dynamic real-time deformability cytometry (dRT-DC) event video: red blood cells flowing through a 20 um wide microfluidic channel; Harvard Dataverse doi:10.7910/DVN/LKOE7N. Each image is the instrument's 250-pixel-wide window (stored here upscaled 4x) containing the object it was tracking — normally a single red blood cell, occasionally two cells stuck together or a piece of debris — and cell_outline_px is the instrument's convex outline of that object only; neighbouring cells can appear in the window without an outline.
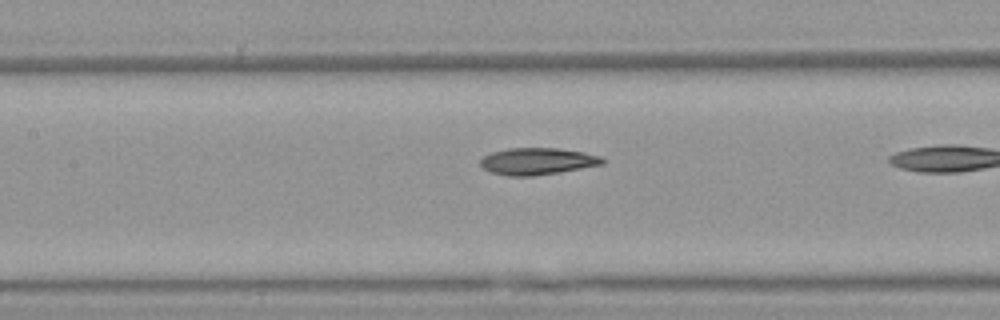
{"species": "Egyptian fruit bat (a non-hibernating species)", "species_latin": "Rousettus aegyptiacus", "temperature_condition": "warm", "stored_images_in_passage": 8, "camera_frame_rate_fps": 3000, "um_per_image_px": 0.085, "animal": {"sex": "female"}, "frame": {"image": 1, "passage_image": 7, "time_ms": 2.0, "image_size_px": [1000, 320], "cell_outline_px": [[604, 164], [560, 172], [532, 176], [508, 176], [492, 172], [484, 168], [480, 164], [480, 160], [484, 156], [492, 152], [508, 148], [556, 148], [584, 152], [600, 156], [604, 160]], "centroid_in_image_um": [45.68, 13.71], "position_along_channel_um": 161.7, "area_um2": 19.02}}